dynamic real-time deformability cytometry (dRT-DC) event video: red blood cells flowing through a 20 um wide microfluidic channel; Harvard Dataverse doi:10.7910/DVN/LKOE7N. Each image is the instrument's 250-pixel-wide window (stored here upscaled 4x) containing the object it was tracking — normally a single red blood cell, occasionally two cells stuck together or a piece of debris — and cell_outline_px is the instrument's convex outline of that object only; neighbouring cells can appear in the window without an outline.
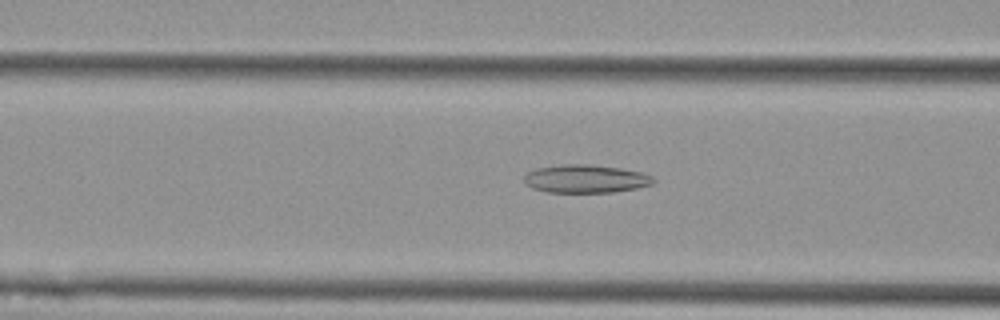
{"species": "Egyptian fruit bat (a non-hibernating species)", "species_latin": "Rousettus aegyptiacus", "temperature_condition": "cold", "stored_images_in_passage": 55, "camera_frame_rate_fps": 3000, "um_per_image_px": 0.085, "animal": {"sex": "female"}, "frame": {"image": 1, "passage_image": 21, "time_ms": 6.667, "image_size_px": [1000, 320], "cell_outline_px": [[656, 180], [652, 184], [636, 188], [612, 192], [548, 192], [532, 188], [524, 184], [524, 176], [528, 172], [536, 168], [564, 164], [592, 164], [620, 168], [640, 172], [652, 176]], "centroid_in_image_um": [49.76, 15.19], "position_along_channel_um": 116.8, "area_um2": 21.21}}
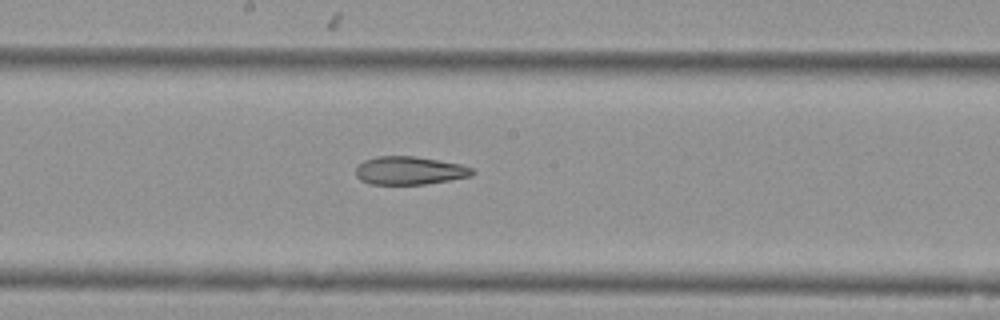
{"frame": {"image": 2, "passage_image": 29, "time_ms": 9.333, "image_size_px": [1000, 320], "cell_outline_px": [[476, 172], [472, 176], [424, 184], [368, 184], [360, 180], [356, 176], [356, 168], [364, 160], [376, 156], [412, 156], [460, 164], [472, 168]], "centroid_in_image_um": [34.79, 14.5], "position_along_channel_um": 213.4, "area_um2": 19.02}}
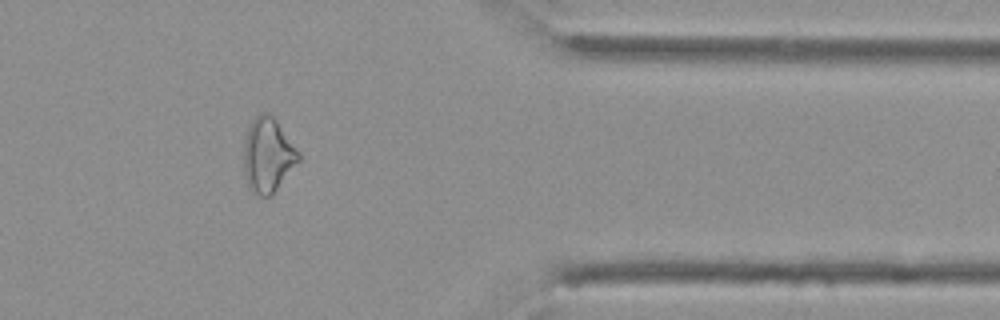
{"frame": {"image": 3, "passage_image": 45, "time_ms": 14.667, "image_size_px": [1000, 320], "cell_outline_px": [[300, 160], [272, 196], [260, 196], [252, 192], [248, 184], [244, 172], [244, 140], [248, 128], [252, 120], [260, 112], [268, 112], [276, 120], [300, 152]], "centroid_in_image_um": [22.78, 13.19], "position_along_channel_um": 388.6, "area_um2": 23.87}, "authors_computed_cell_mechanics": {"area_um2": 23.8714, "velocity_mm_per_s": 3.6247, "shape_relaxation_time_tau1_ms": null, "shape_relaxation_time_tau2_ms": 8.5891, "deformation_change_tau1": null, "deformation_change_tau2": 0.2102}}